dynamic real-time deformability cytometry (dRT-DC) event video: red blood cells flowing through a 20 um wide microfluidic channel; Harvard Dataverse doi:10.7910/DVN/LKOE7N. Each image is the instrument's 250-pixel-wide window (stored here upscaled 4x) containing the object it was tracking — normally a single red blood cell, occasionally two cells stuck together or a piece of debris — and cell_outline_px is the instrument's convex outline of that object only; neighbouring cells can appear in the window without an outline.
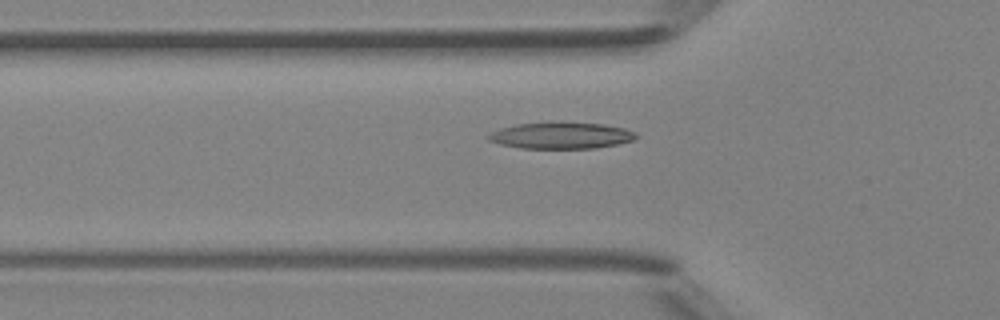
{"species": "Egyptian fruit bat (a non-hibernating species)", "species_latin": "Rousettus aegyptiacus", "temperature_condition": "room temperature", "stored_images_in_passage": 49, "camera_frame_rate_fps": 3000, "um_per_image_px": 0.085, "animal": {"sex": "female"}, "frame": {"image": 1, "passage_image": 17, "time_ms": 5.333, "image_size_px": [1000, 320], "cell_outline_px": [[636, 136], [632, 140], [616, 144], [596, 148], [520, 148], [500, 144], [488, 140], [484, 136], [500, 128], [516, 124], [560, 120], [604, 124], [624, 128], [636, 132]], "centroid_in_image_um": [47.65, 11.48], "position_along_channel_um": 78.1, "area_um2": 23.29}}
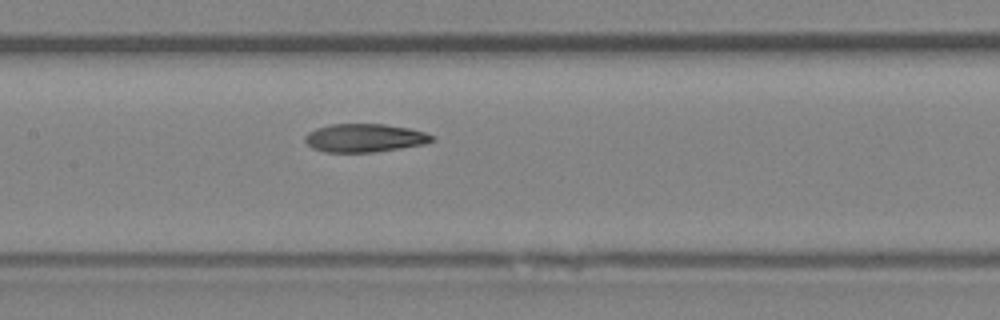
{"frame": {"image": 2, "passage_image": 24, "time_ms": 7.667, "image_size_px": [1000, 320], "cell_outline_px": [[436, 140], [424, 144], [400, 148], [372, 152], [324, 152], [312, 148], [304, 140], [304, 136], [308, 132], [316, 128], [332, 124], [384, 124], [408, 128], [424, 132], [436, 136]], "centroid_in_image_um": [30.99, 11.72], "position_along_channel_um": 176.4, "area_um2": 20.98}}
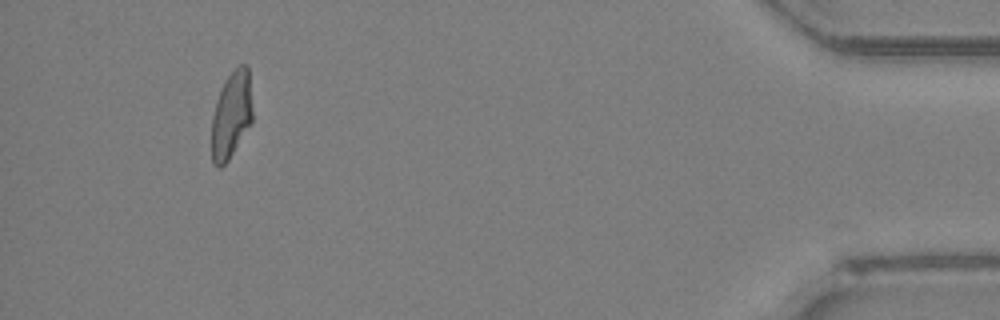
{"frame": {"image": 3, "passage_image": 46, "time_ms": 15.0, "image_size_px": [1000, 320], "cell_outline_px": [[252, 124], [228, 160], [220, 168], [216, 168], [212, 164], [212, 116], [216, 100], [220, 88], [224, 80], [240, 64], [248, 64], [252, 108]], "centroid_in_image_um": [19.66, 9.78], "position_along_channel_um": 415.5, "area_um2": 20.98}, "authors_computed_cell_mechanics": {"area_um2": 21.7906, "velocity_mm_per_s": 4.2146, "shape_relaxation_time_tau1_ms": null, "shape_relaxation_time_tau2_ms": 2.2783, "deformation_change_tau1": null, "deformation_change_tau2": 0.0983}}